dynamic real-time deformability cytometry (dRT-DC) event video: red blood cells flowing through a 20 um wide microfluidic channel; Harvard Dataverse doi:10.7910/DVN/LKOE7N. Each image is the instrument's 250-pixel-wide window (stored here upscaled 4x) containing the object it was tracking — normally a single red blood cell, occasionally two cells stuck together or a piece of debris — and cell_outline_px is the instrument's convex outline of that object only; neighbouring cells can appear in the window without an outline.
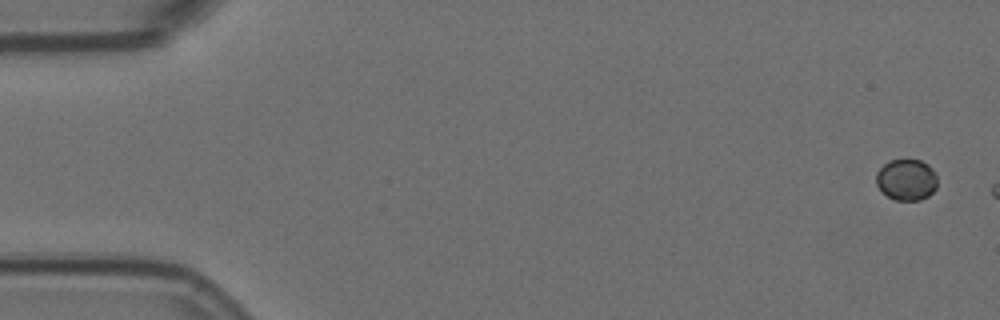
{"species": "Egyptian fruit bat (a non-hibernating species)", "species_latin": "Rousettus aegyptiacus", "temperature_condition": "room temperature", "stored_images_in_passage": 6, "camera_frame_rate_fps": 3000, "um_per_image_px": 0.085, "animal": {"sex": "female"}, "frame": {"image": 1, "passage_image": 1, "time_ms": 0.0, "image_size_px": [1000, 320], "cell_outline_px": [[936, 188], [928, 196], [920, 200], [896, 200], [888, 196], [876, 184], [876, 172], [888, 160], [920, 160], [928, 164], [936, 172]], "centroid_in_image_um": [77.06, 15.26], "position_along_channel_um": 7.9, "area_um2": 14.68}}